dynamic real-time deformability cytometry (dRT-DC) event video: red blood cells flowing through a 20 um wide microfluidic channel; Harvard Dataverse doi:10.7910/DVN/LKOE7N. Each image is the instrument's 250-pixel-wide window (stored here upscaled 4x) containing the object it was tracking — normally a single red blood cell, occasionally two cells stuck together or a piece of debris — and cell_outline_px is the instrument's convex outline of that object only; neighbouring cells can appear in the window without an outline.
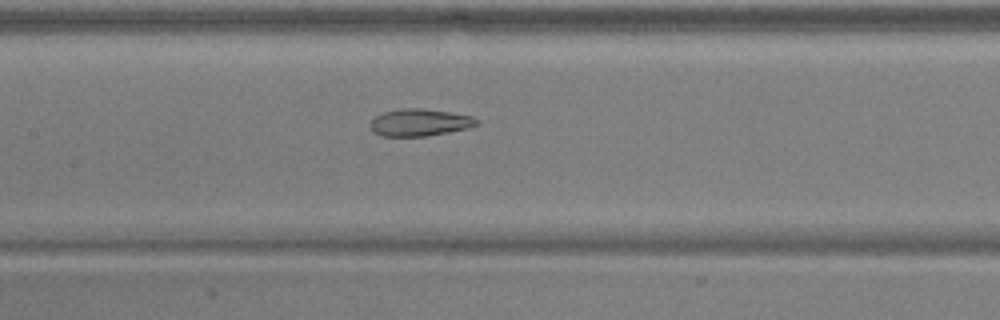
{"species": "common noctule bat (a hibernating species)", "species_latin": "Nyctalus noctula", "temperature_condition": "warm", "stored_images_in_passage": 38, "camera_frame_rate_fps": 3000, "um_per_image_px": 0.085, "animal": {"sex": "male", "body_mass_g": 17.9, "forearm_length_mm": 54.2}, "frame": {"image": 1, "passage_image": 12, "time_ms": 3.667, "image_size_px": [1000, 320], "cell_outline_px": [[480, 124], [468, 128], [448, 132], [424, 136], [380, 136], [372, 132], [368, 124], [376, 116], [384, 112], [400, 108], [424, 108], [472, 116], [480, 120]], "centroid_in_image_um": [35.66, 10.41], "position_along_channel_um": 171.7, "area_um2": 16.99}}
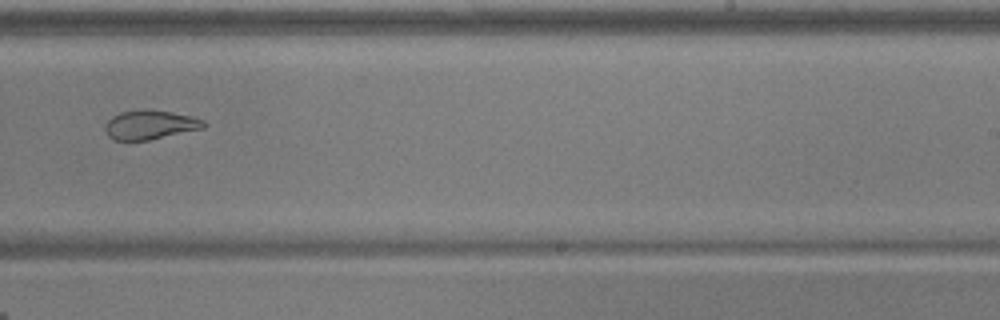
{"frame": {"image": 2, "passage_image": 20, "time_ms": 6.333, "image_size_px": [1000, 320], "cell_outline_px": [[208, 124], [204, 128], [148, 140], [112, 140], [108, 136], [104, 128], [104, 124], [112, 116], [120, 112], [172, 112], [192, 116], [204, 120]], "centroid_in_image_um": [12.76, 10.65], "position_along_channel_um": 276.2, "area_um2": 16.24}}
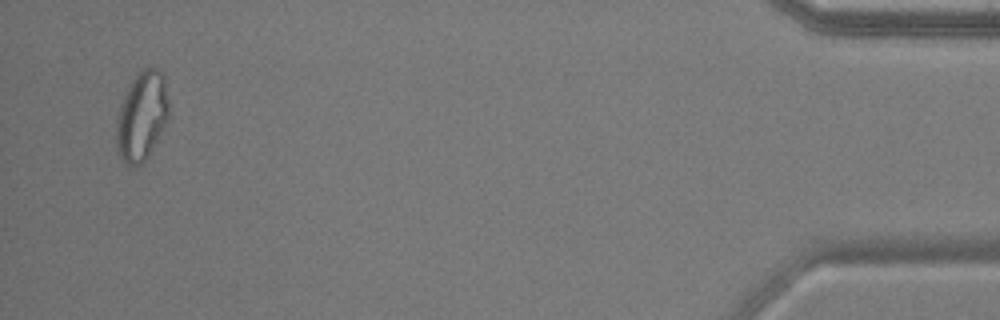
{"frame": {"image": 3, "passage_image": 37, "time_ms": 12.0, "image_size_px": [1000, 320], "cell_outline_px": [[168, 120], [148, 156], [140, 164], [132, 168], [120, 156], [116, 148], [116, 120], [124, 96], [132, 80], [140, 68], [144, 64], [156, 68], [164, 76], [168, 100]], "centroid_in_image_um": [12.06, 9.83], "position_along_channel_um": 423.1, "area_um2": 27.28}, "authors_computed_cell_mechanics": {"area_um2": 19.2474, "velocity_mm_per_s": 3.9308, "shape_relaxation_time_tau1_ms": null, "shape_relaxation_time_tau2_ms": 2.2461, "deformation_change_tau1": null, "deformation_change_tau2": 0.0785}}